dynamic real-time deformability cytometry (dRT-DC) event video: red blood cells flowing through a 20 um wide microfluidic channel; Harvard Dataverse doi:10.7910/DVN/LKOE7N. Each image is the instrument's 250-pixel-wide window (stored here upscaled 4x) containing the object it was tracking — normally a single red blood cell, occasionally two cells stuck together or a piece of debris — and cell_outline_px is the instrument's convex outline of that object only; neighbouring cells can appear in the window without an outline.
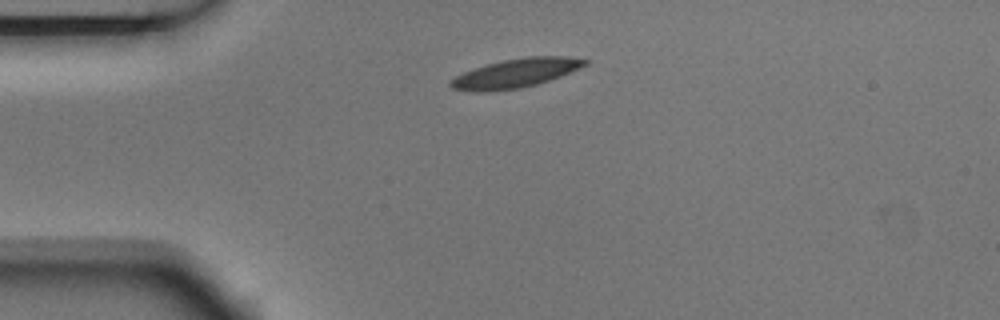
{"species": "Egyptian fruit bat (a non-hibernating species)", "species_latin": "Rousettus aegyptiacus", "temperature_condition": "room temperature", "stored_images_in_passage": 2, "camera_frame_rate_fps": 3000, "um_per_image_px": 0.085, "animal": {"sex": "male"}, "frame": {"image": 1, "passage_image": 1, "time_ms": 0.0, "image_size_px": [1000, 320], "cell_outline_px": [[588, 64], [580, 68], [560, 76], [536, 84], [520, 88], [484, 92], [476, 92], [452, 88], [448, 84], [456, 76], [464, 72], [488, 64], [504, 60], [524, 56], [568, 56], [588, 60]], "centroid_in_image_um": [43.86, 6.21], "position_along_channel_um": 41.1, "area_um2": 22.43}}